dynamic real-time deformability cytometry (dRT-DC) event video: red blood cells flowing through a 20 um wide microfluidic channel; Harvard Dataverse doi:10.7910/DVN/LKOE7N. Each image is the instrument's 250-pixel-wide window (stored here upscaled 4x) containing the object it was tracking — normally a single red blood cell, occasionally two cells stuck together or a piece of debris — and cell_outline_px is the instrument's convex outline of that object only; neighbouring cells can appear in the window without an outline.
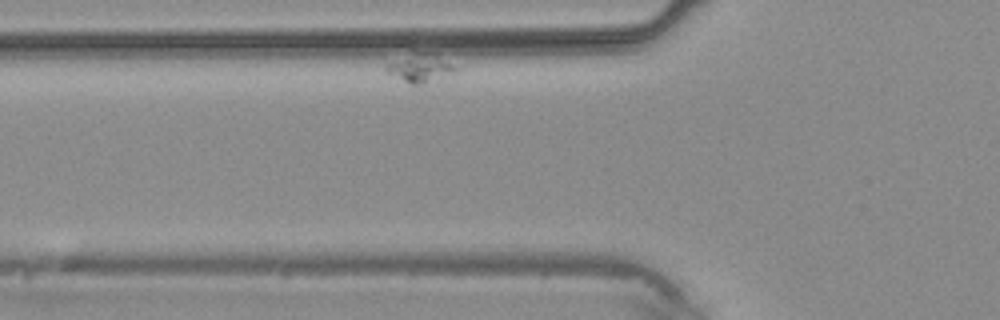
{"species": "common noctule bat (a hibernating species)", "species_latin": "Nyctalus noctula", "temperature_condition": "warm", "stored_images_in_passage": 10, "camera_frame_rate_fps": 3000, "um_per_image_px": 0.085, "animal": {"sex": "male", "body_mass_g": 20.4}, "frame": {"image": 1, "passage_image": 5, "time_ms": 4.667, "image_size_px": [1000, 320], "cell_outline_px": [[456, 68], [424, 84], [412, 84], [388, 72], [384, 68], [388, 64], [412, 48], [436, 52]], "centroid_in_image_um": [35.63, 5.65], "position_along_channel_um": 90.2, "area_um2": 11.44}}
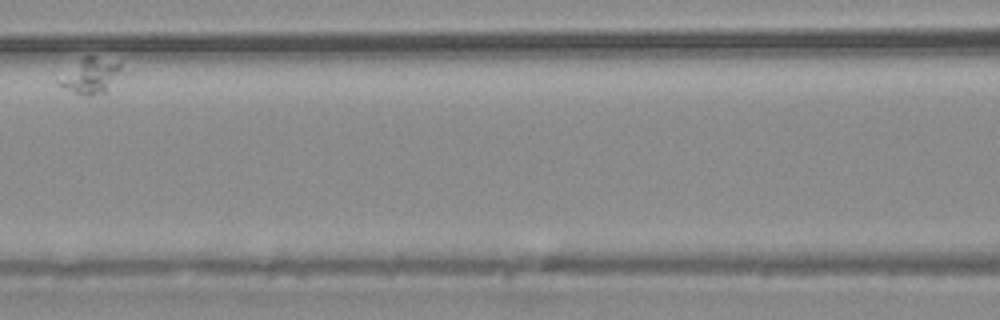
{"frame": {"image": 2, "passage_image": 7, "time_ms": 7.333, "image_size_px": [1000, 320], "cell_outline_px": [[132, 72], [108, 92], [92, 96], [88, 96], [64, 88], [56, 80], [84, 56], [92, 56], [120, 64]], "centroid_in_image_um": [7.92, 6.48], "position_along_channel_um": 158.7, "area_um2": 13.64}}
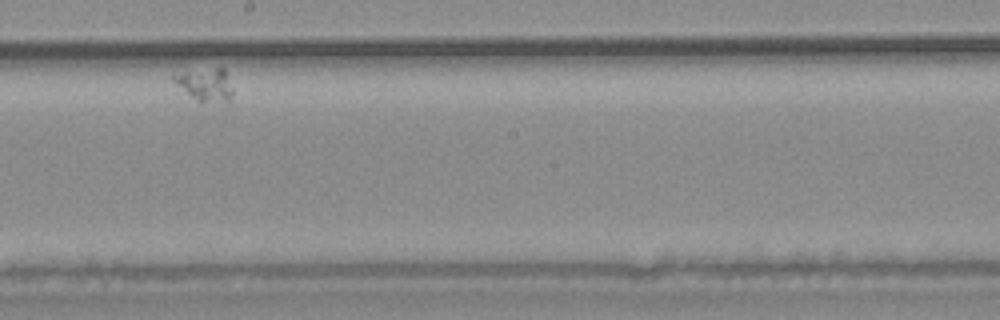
{"frame": {"image": 3, "passage_image": 9, "time_ms": 9.667, "image_size_px": [1000, 320], "cell_outline_px": [[232, 96], [224, 104], [200, 104], [176, 84], [172, 80], [172, 76], [184, 72], [216, 68], [224, 68], [232, 88]], "centroid_in_image_um": [17.49, 7.27], "position_along_channel_um": 230.7, "area_um2": 11.44}}